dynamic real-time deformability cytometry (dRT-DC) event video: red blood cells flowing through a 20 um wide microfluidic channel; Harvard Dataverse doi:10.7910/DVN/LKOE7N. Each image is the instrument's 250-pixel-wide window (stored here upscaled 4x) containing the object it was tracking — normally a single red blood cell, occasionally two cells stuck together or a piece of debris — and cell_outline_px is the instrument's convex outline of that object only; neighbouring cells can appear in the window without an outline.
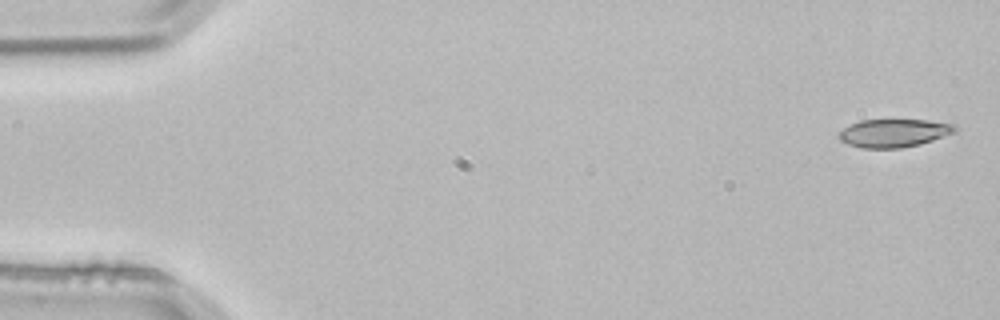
{"species": "common noctule bat (a hibernating species)", "species_latin": "Nyctalus noctula", "temperature_condition": "room temperature", "stored_images_in_passage": 4, "camera_frame_rate_fps": 3000, "um_per_image_px": 0.085, "animal": {"sex": "male", "body_mass_g": 21.5, "forearm_length_mm": 52.0}, "frame": {"image": 1, "passage_image": 1, "time_ms": 0.0, "image_size_px": [1000, 320], "cell_outline_px": [[956, 132], [920, 144], [900, 148], [860, 148], [848, 144], [840, 140], [836, 136], [844, 128], [860, 120], [928, 120], [956, 124]], "centroid_in_image_um": [75.98, 11.31], "position_along_channel_um": 9.0, "area_um2": 19.02}}